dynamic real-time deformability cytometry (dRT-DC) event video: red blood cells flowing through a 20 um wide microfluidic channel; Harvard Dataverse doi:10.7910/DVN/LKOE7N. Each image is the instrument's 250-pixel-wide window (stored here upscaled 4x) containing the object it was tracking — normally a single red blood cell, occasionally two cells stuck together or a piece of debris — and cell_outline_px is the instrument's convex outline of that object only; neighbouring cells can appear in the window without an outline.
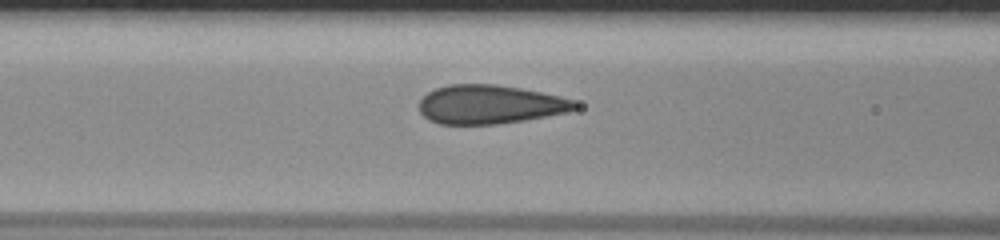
{"species": "human", "species_latin": "Homo sapiens", "temperature_condition": "room temperature", "stored_images_in_passage": 38, "camera_frame_rate_fps": 3000, "um_per_image_px": 0.085, "donor": {"sex": "male"}, "frame": {"image": 1, "passage_image": 17, "time_ms": 5.333, "image_size_px": [1000, 240], "cell_outline_px": [[580, 108], [568, 112], [524, 120], [496, 124], [440, 124], [428, 120], [420, 112], [420, 100], [428, 92], [436, 88], [448, 84], [496, 84], [520, 88], [560, 96], [576, 100], [580, 104]], "centroid_in_image_um": [41.68, 8.87], "position_along_channel_um": 124.9, "area_um2": 35.43}}
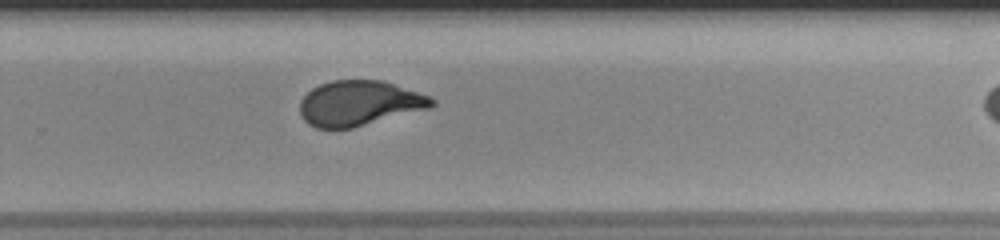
{"frame": {"image": 2, "passage_image": 30, "time_ms": 9.667, "image_size_px": [1000, 240], "cell_outline_px": [[436, 104], [432, 108], [352, 128], [316, 128], [308, 124], [300, 116], [300, 100], [312, 88], [320, 84], [332, 80], [384, 80], [428, 96], [436, 100]], "centroid_in_image_um": [30.55, 8.78], "position_along_channel_um": 299.3, "area_um2": 34.85}}
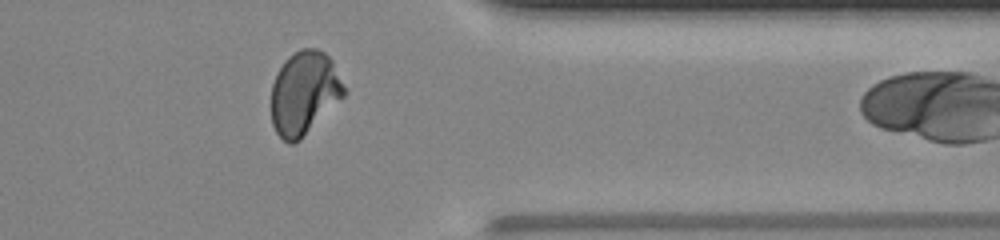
{"frame": {"image": 3, "passage_image": 37, "time_ms": 12.0, "image_size_px": [1000, 240], "cell_outline_px": [[348, 92], [296, 144], [288, 144], [276, 132], [272, 124], [272, 84], [276, 72], [284, 60], [288, 56], [300, 48], [320, 48], [332, 60]], "centroid_in_image_um": [25.86, 7.88], "position_along_channel_um": 385.5, "area_um2": 35.66}}